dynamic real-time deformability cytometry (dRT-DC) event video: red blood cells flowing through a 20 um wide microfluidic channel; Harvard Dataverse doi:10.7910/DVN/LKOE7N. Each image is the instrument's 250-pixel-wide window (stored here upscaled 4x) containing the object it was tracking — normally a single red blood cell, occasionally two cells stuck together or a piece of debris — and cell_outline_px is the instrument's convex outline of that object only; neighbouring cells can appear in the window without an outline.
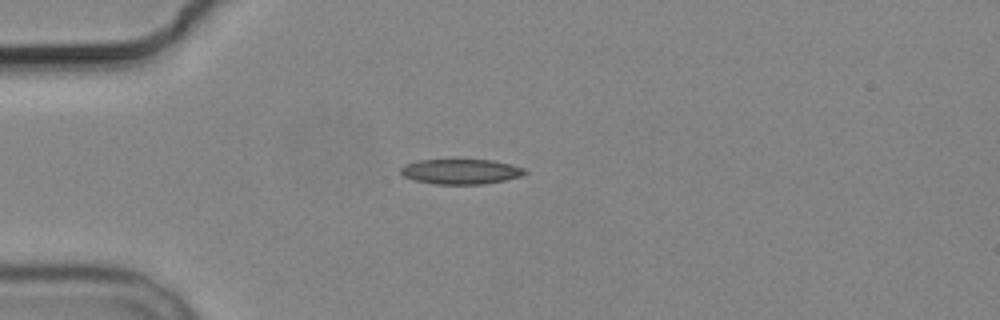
{"species": "common noctule bat (a hibernating species)", "species_latin": "Nyctalus noctula", "temperature_condition": "cold", "stored_images_in_passage": 6, "camera_frame_rate_fps": 3000, "um_per_image_px": 0.085, "animal": {"sex": "male", "body_mass_g": 19.2, "forearm_length_mm": 51.8}, "frame": {"image": 1, "passage_image": 1, "time_ms": 0.0, "image_size_px": [1000, 320], "cell_outline_px": [[528, 172], [520, 176], [504, 180], [484, 184], [432, 184], [412, 180], [404, 176], [400, 172], [400, 168], [408, 164], [420, 160], [492, 160], [524, 168]], "centroid_in_image_um": [39.15, 14.59], "position_along_channel_um": 45.9, "area_um2": 17.98}}
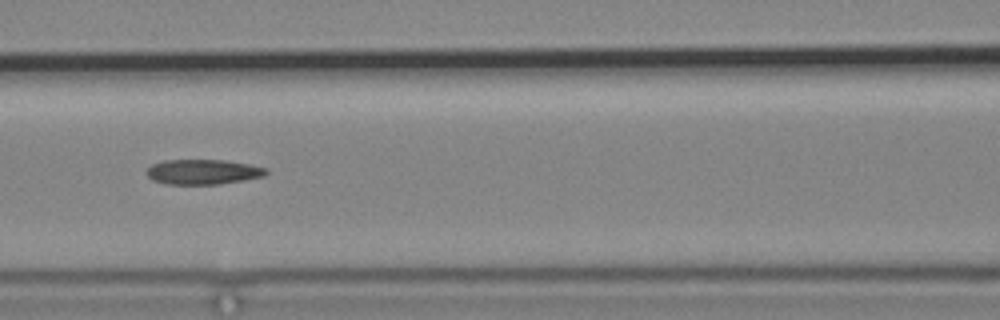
{"frame": {"image": 2, "passage_image": 4, "time_ms": 3.333, "image_size_px": [1000, 320], "cell_outline_px": [[268, 172], [264, 176], [244, 180], [220, 184], [168, 184], [152, 180], [144, 172], [152, 164], [164, 160], [224, 160], [248, 164], [268, 168]], "centroid_in_image_um": [17.25, 14.61], "position_along_channel_um": 149.4, "area_um2": 17.46}}
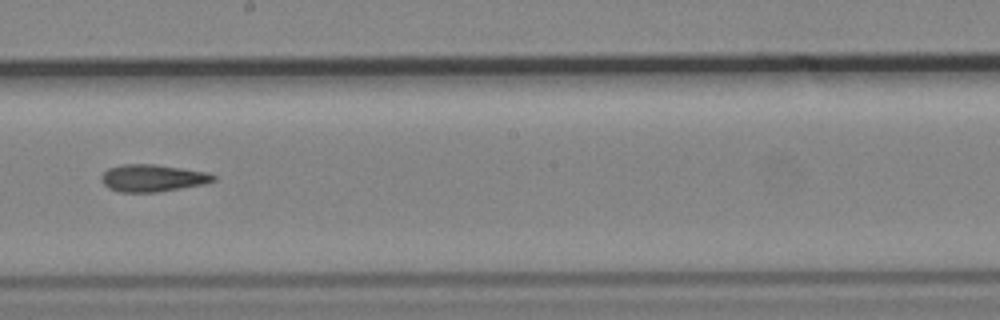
{"frame": {"image": 3, "passage_image": 6, "time_ms": 5.667, "image_size_px": [1000, 320], "cell_outline_px": [[216, 180], [204, 184], [156, 192], [120, 192], [108, 188], [100, 180], [100, 176], [108, 168], [120, 164], [152, 164], [208, 172], [216, 176]], "centroid_in_image_um": [12.94, 15.13], "position_along_channel_um": 235.3, "area_um2": 17.74}}